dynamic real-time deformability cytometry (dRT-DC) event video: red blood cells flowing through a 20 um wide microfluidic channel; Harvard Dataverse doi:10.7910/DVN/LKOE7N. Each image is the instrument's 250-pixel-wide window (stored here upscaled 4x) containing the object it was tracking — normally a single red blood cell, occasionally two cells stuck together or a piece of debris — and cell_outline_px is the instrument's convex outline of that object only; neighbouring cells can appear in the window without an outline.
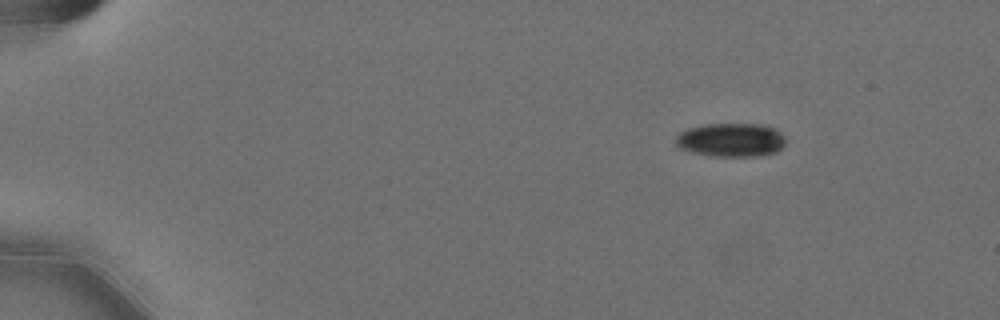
{"species": "Egyptian fruit bat (a non-hibernating species)", "species_latin": "Rousettus aegyptiacus", "temperature_condition": "cold", "stored_images_in_passage": 48, "camera_frame_rate_fps": 3000, "um_per_image_px": 0.085, "animal": {"sex": "female"}, "frame": {"image": 1, "passage_image": 1, "time_ms": 0.0, "image_size_px": [1000, 320], "cell_outline_px": [[784, 144], [776, 152], [756, 156], [712, 156], [692, 152], [680, 148], [676, 144], [676, 136], [680, 132], [688, 128], [704, 124], [760, 124], [772, 128], [780, 132], [784, 136]], "centroid_in_image_um": [62.11, 11.89], "position_along_channel_um": 22.9, "area_um2": 21.44}}
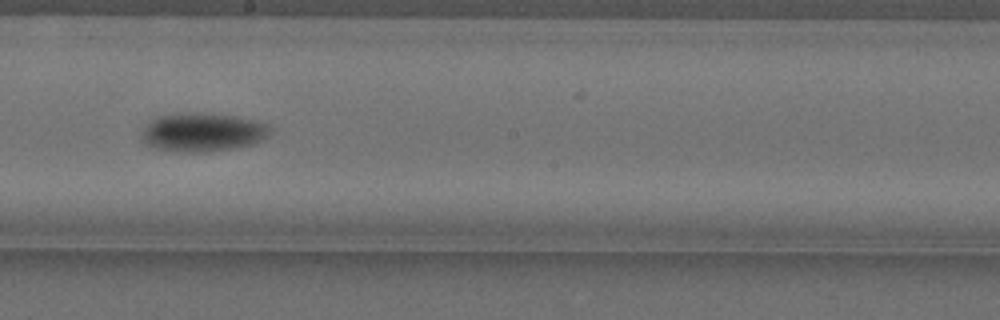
{"frame": {"image": 2, "passage_image": 27, "time_ms": 8.667, "image_size_px": [1000, 320], "cell_outline_px": [[272, 132], [268, 136], [252, 144], [232, 148], [208, 152], [184, 152], [156, 148], [144, 144], [140, 140], [140, 132], [156, 116], [180, 112], [208, 112], [236, 116], [268, 124], [272, 128]], "centroid_in_image_um": [17.19, 11.22], "position_along_channel_um": 231.0, "area_um2": 29.42}}
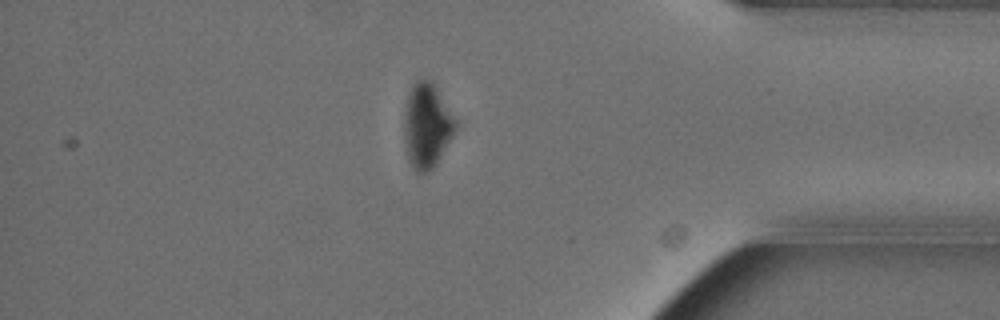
{"frame": {"image": 3, "passage_image": 43, "time_ms": 14.0, "image_size_px": [1000, 320], "cell_outline_px": [[456, 124], [452, 136], [436, 164], [428, 172], [416, 172], [412, 168], [408, 160], [404, 140], [404, 112], [408, 92], [416, 80], [432, 80], [452, 116]], "centroid_in_image_um": [36.23, 10.69], "position_along_channel_um": 399.0, "area_um2": 24.91}}